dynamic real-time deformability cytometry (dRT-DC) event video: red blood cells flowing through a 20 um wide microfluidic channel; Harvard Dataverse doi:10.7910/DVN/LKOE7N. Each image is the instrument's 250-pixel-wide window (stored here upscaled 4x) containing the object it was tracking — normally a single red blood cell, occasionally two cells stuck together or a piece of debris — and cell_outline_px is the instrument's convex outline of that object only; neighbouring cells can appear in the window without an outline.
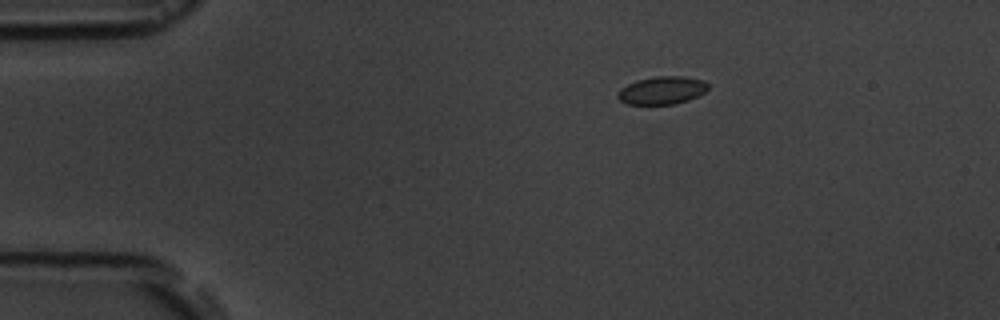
{"species": "common noctule bat (a hibernating species)", "species_latin": "Nyctalus noctula", "temperature_condition": "room temperature", "stored_images_in_passage": 5, "camera_frame_rate_fps": 3000, "um_per_image_px": 0.085, "animal": {"sex": "male", "body_mass_g": 19.5, "forearm_length_mm": 54.6}, "frame": {"image": 1, "passage_image": 3, "time_ms": 2.333, "image_size_px": [1000, 320], "cell_outline_px": [[708, 88], [704, 92], [688, 100], [676, 104], [624, 104], [616, 96], [620, 88], [636, 80], [656, 76], [684, 76], [704, 80], [708, 84]], "centroid_in_image_um": [56.25, 7.67], "position_along_channel_um": 28.8, "area_um2": 14.74}}